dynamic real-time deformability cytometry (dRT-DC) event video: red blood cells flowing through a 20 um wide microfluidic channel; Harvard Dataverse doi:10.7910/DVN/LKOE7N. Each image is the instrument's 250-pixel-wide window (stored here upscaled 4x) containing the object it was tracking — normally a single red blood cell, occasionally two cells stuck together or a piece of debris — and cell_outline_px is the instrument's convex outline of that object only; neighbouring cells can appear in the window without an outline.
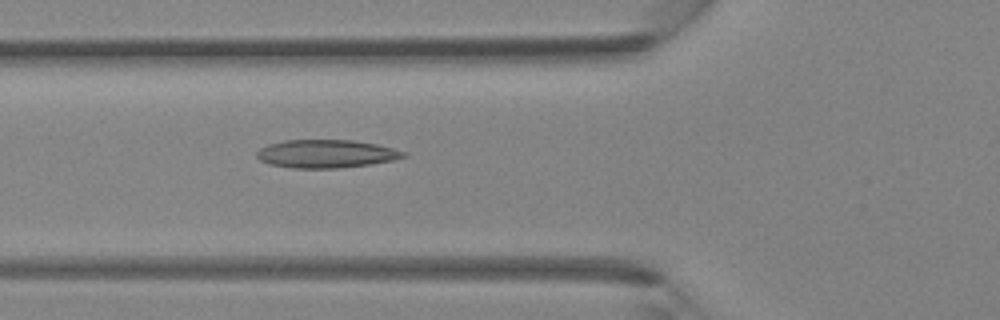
{"species": "Egyptian fruit bat (a non-hibernating species)", "species_latin": "Rousettus aegyptiacus", "temperature_condition": "room temperature", "stored_images_in_passage": 29, "camera_frame_rate_fps": 3000, "um_per_image_px": 0.085, "animal": {"sex": "female"}, "frame": {"image": 1, "passage_image": 4, "time_ms": 1.0, "image_size_px": [1000, 320], "cell_outline_px": [[408, 156], [392, 160], [368, 164], [340, 168], [292, 168], [268, 164], [260, 160], [256, 156], [256, 152], [260, 148], [268, 144], [284, 140], [352, 140], [376, 144], [408, 152]], "centroid_in_image_um": [27.7, 13.07], "position_along_channel_um": 98.1, "area_um2": 24.1}}
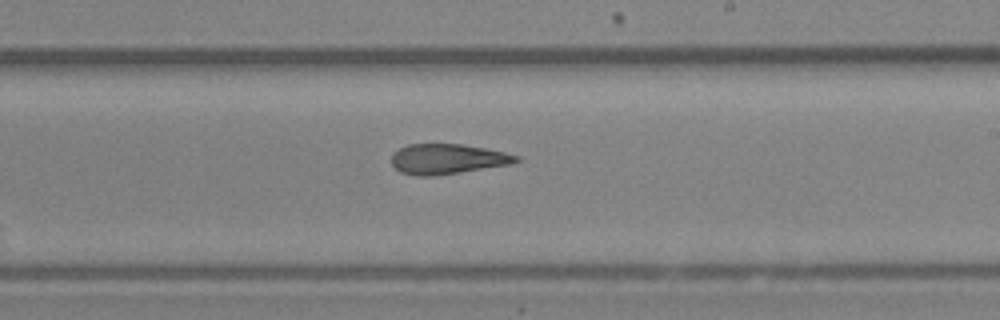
{"frame": {"image": 2, "passage_image": 13, "time_ms": 4.0, "image_size_px": [1000, 320], "cell_outline_px": [[520, 160], [512, 164], [432, 176], [416, 176], [400, 172], [392, 164], [392, 152], [408, 144], [460, 144], [484, 148], [504, 152], [520, 156]], "centroid_in_image_um": [38.02, 13.51], "position_along_channel_um": 251.0, "area_um2": 21.79}}
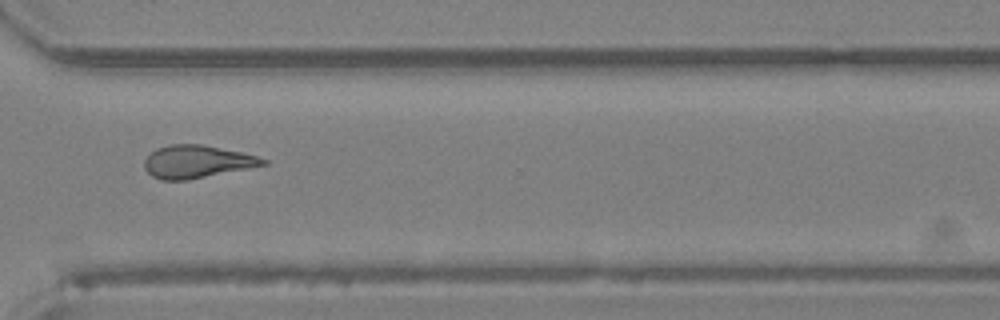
{"frame": {"image": 3, "passage_image": 19, "time_ms": 6.0, "image_size_px": [1000, 320], "cell_outline_px": [[268, 164], [188, 180], [160, 180], [152, 176], [144, 168], [144, 160], [156, 148], [168, 144], [200, 144], [240, 152], [256, 156], [268, 160]], "centroid_in_image_um": [16.7, 13.74], "position_along_channel_um": 353.9, "area_um2": 22.48}}